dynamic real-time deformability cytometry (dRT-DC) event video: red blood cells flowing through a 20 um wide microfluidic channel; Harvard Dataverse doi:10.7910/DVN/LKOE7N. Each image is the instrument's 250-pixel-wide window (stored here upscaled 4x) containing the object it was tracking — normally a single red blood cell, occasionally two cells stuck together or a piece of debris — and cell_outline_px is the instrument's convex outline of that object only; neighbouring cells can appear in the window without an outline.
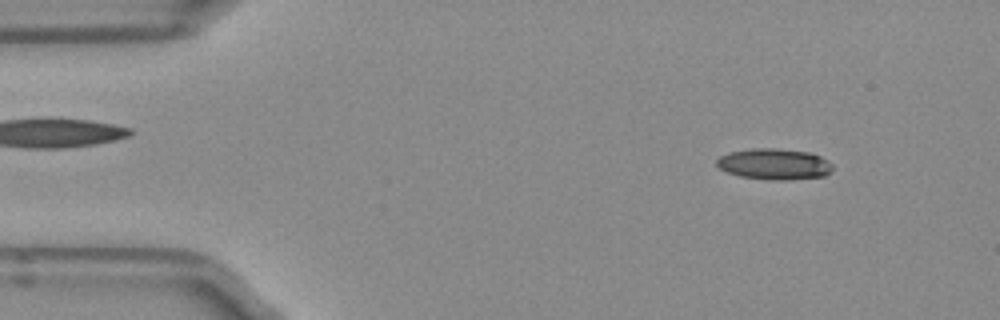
{"species": "Egyptian fruit bat (a non-hibernating species)", "species_latin": "Rousettus aegyptiacus", "temperature_condition": "room temperature", "stored_images_in_passage": 50, "camera_frame_rate_fps": 3000, "um_per_image_px": 0.085, "frame": {"image": 1, "passage_image": 5, "time_ms": 1.333, "image_size_px": [1000, 320], "cell_outline_px": [[832, 168], [824, 176], [788, 180], [772, 180], [740, 176], [728, 172], [720, 168], [716, 164], [716, 160], [720, 156], [728, 152], [752, 148], [776, 148], [808, 152], [820, 156], [828, 160], [832, 164]], "centroid_in_image_um": [65.8, 13.94], "position_along_channel_um": 19.2, "area_um2": 20.92}}
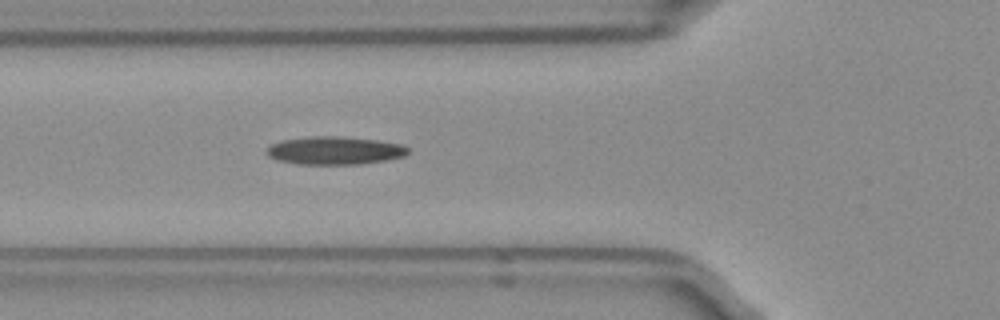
{"frame": {"image": 2, "passage_image": 17, "time_ms": 5.333, "image_size_px": [1000, 320], "cell_outline_px": [[408, 152], [404, 156], [384, 160], [356, 164], [300, 164], [276, 160], [268, 156], [264, 152], [272, 144], [284, 140], [316, 136], [336, 136], [376, 140], [400, 144], [408, 148]], "centroid_in_image_um": [28.41, 12.8], "position_along_channel_um": 97.4, "area_um2": 22.72}}
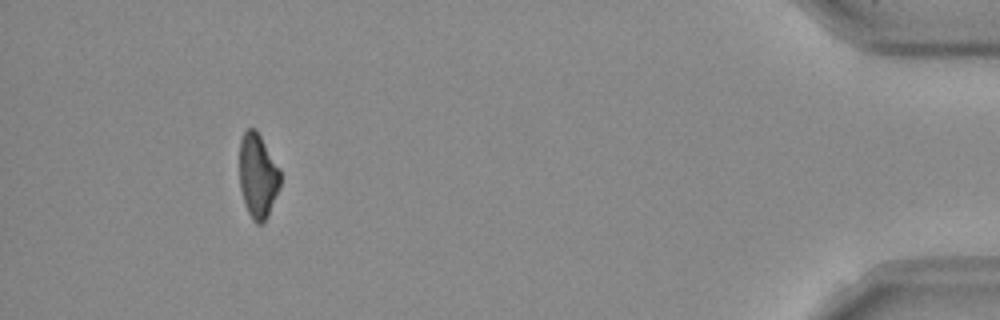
{"frame": {"image": 3, "passage_image": 46, "time_ms": 15.0, "image_size_px": [1000, 320], "cell_outline_px": [[280, 184], [268, 216], [260, 224], [256, 224], [252, 220], [248, 212], [240, 188], [240, 140], [244, 132], [248, 128], [256, 128], [280, 168]], "centroid_in_image_um": [21.91, 14.92], "position_along_channel_um": 413.3, "area_um2": 20.0}}